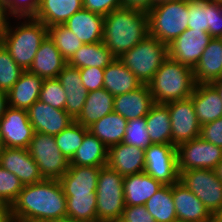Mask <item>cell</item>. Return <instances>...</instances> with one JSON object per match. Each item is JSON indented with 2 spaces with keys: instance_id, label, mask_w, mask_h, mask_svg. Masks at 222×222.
Returning <instances> with one entry per match:
<instances>
[{
  "instance_id": "cell-1",
  "label": "cell",
  "mask_w": 222,
  "mask_h": 222,
  "mask_svg": "<svg viewBox=\"0 0 222 222\" xmlns=\"http://www.w3.org/2000/svg\"><path fill=\"white\" fill-rule=\"evenodd\" d=\"M14 222H43L67 217L66 196L58 179L24 185L11 205Z\"/></svg>"
},
{
  "instance_id": "cell-2",
  "label": "cell",
  "mask_w": 222,
  "mask_h": 222,
  "mask_svg": "<svg viewBox=\"0 0 222 222\" xmlns=\"http://www.w3.org/2000/svg\"><path fill=\"white\" fill-rule=\"evenodd\" d=\"M148 35V13L121 7L104 17L102 42L116 58Z\"/></svg>"
},
{
  "instance_id": "cell-3",
  "label": "cell",
  "mask_w": 222,
  "mask_h": 222,
  "mask_svg": "<svg viewBox=\"0 0 222 222\" xmlns=\"http://www.w3.org/2000/svg\"><path fill=\"white\" fill-rule=\"evenodd\" d=\"M17 24H11V20ZM3 31V46L23 71H28L47 36V26L33 17L11 18ZM23 20V21H22ZM19 21V22H18Z\"/></svg>"
},
{
  "instance_id": "cell-4",
  "label": "cell",
  "mask_w": 222,
  "mask_h": 222,
  "mask_svg": "<svg viewBox=\"0 0 222 222\" xmlns=\"http://www.w3.org/2000/svg\"><path fill=\"white\" fill-rule=\"evenodd\" d=\"M147 85L155 103L187 99L195 87L193 69L168 57Z\"/></svg>"
},
{
  "instance_id": "cell-5",
  "label": "cell",
  "mask_w": 222,
  "mask_h": 222,
  "mask_svg": "<svg viewBox=\"0 0 222 222\" xmlns=\"http://www.w3.org/2000/svg\"><path fill=\"white\" fill-rule=\"evenodd\" d=\"M188 0L155 4L148 12L149 35L169 45L188 28Z\"/></svg>"
},
{
  "instance_id": "cell-6",
  "label": "cell",
  "mask_w": 222,
  "mask_h": 222,
  "mask_svg": "<svg viewBox=\"0 0 222 222\" xmlns=\"http://www.w3.org/2000/svg\"><path fill=\"white\" fill-rule=\"evenodd\" d=\"M168 57V45L148 35L119 59L142 84H148Z\"/></svg>"
},
{
  "instance_id": "cell-7",
  "label": "cell",
  "mask_w": 222,
  "mask_h": 222,
  "mask_svg": "<svg viewBox=\"0 0 222 222\" xmlns=\"http://www.w3.org/2000/svg\"><path fill=\"white\" fill-rule=\"evenodd\" d=\"M124 177L108 166L102 167L96 189L97 220L113 222L121 219L125 208Z\"/></svg>"
},
{
  "instance_id": "cell-8",
  "label": "cell",
  "mask_w": 222,
  "mask_h": 222,
  "mask_svg": "<svg viewBox=\"0 0 222 222\" xmlns=\"http://www.w3.org/2000/svg\"><path fill=\"white\" fill-rule=\"evenodd\" d=\"M44 179H60L69 169L70 161L61 153L54 136L34 132L28 147Z\"/></svg>"
},
{
  "instance_id": "cell-9",
  "label": "cell",
  "mask_w": 222,
  "mask_h": 222,
  "mask_svg": "<svg viewBox=\"0 0 222 222\" xmlns=\"http://www.w3.org/2000/svg\"><path fill=\"white\" fill-rule=\"evenodd\" d=\"M179 173V181L202 201L215 218H218L222 213V182L215 171L200 168Z\"/></svg>"
},
{
  "instance_id": "cell-10",
  "label": "cell",
  "mask_w": 222,
  "mask_h": 222,
  "mask_svg": "<svg viewBox=\"0 0 222 222\" xmlns=\"http://www.w3.org/2000/svg\"><path fill=\"white\" fill-rule=\"evenodd\" d=\"M144 172L163 185L179 181L177 147L173 144L154 143L145 149Z\"/></svg>"
},
{
  "instance_id": "cell-11",
  "label": "cell",
  "mask_w": 222,
  "mask_h": 222,
  "mask_svg": "<svg viewBox=\"0 0 222 222\" xmlns=\"http://www.w3.org/2000/svg\"><path fill=\"white\" fill-rule=\"evenodd\" d=\"M179 172L192 169L214 170L222 160V148L200 136L177 147Z\"/></svg>"
},
{
  "instance_id": "cell-12",
  "label": "cell",
  "mask_w": 222,
  "mask_h": 222,
  "mask_svg": "<svg viewBox=\"0 0 222 222\" xmlns=\"http://www.w3.org/2000/svg\"><path fill=\"white\" fill-rule=\"evenodd\" d=\"M166 105L170 113L172 144L175 147L200 136L201 125L190 97Z\"/></svg>"
},
{
  "instance_id": "cell-13",
  "label": "cell",
  "mask_w": 222,
  "mask_h": 222,
  "mask_svg": "<svg viewBox=\"0 0 222 222\" xmlns=\"http://www.w3.org/2000/svg\"><path fill=\"white\" fill-rule=\"evenodd\" d=\"M33 134L27 110L8 107L0 119V136L4 146L28 149Z\"/></svg>"
},
{
  "instance_id": "cell-14",
  "label": "cell",
  "mask_w": 222,
  "mask_h": 222,
  "mask_svg": "<svg viewBox=\"0 0 222 222\" xmlns=\"http://www.w3.org/2000/svg\"><path fill=\"white\" fill-rule=\"evenodd\" d=\"M211 39L208 32L187 28L168 45L169 57L194 69Z\"/></svg>"
},
{
  "instance_id": "cell-15",
  "label": "cell",
  "mask_w": 222,
  "mask_h": 222,
  "mask_svg": "<svg viewBox=\"0 0 222 222\" xmlns=\"http://www.w3.org/2000/svg\"><path fill=\"white\" fill-rule=\"evenodd\" d=\"M188 28L222 38V4L212 0H188Z\"/></svg>"
},
{
  "instance_id": "cell-16",
  "label": "cell",
  "mask_w": 222,
  "mask_h": 222,
  "mask_svg": "<svg viewBox=\"0 0 222 222\" xmlns=\"http://www.w3.org/2000/svg\"><path fill=\"white\" fill-rule=\"evenodd\" d=\"M34 132L57 135L75 120L65 111L37 100L28 110Z\"/></svg>"
},
{
  "instance_id": "cell-17",
  "label": "cell",
  "mask_w": 222,
  "mask_h": 222,
  "mask_svg": "<svg viewBox=\"0 0 222 222\" xmlns=\"http://www.w3.org/2000/svg\"><path fill=\"white\" fill-rule=\"evenodd\" d=\"M172 195L178 221L213 222L216 219L202 201L180 181L172 185Z\"/></svg>"
},
{
  "instance_id": "cell-18",
  "label": "cell",
  "mask_w": 222,
  "mask_h": 222,
  "mask_svg": "<svg viewBox=\"0 0 222 222\" xmlns=\"http://www.w3.org/2000/svg\"><path fill=\"white\" fill-rule=\"evenodd\" d=\"M0 165L15 174L23 185L35 184L44 179L37 163L25 148L5 147L0 156Z\"/></svg>"
},
{
  "instance_id": "cell-19",
  "label": "cell",
  "mask_w": 222,
  "mask_h": 222,
  "mask_svg": "<svg viewBox=\"0 0 222 222\" xmlns=\"http://www.w3.org/2000/svg\"><path fill=\"white\" fill-rule=\"evenodd\" d=\"M154 104L155 101L147 84L134 91L114 96V112L127 121L145 117Z\"/></svg>"
},
{
  "instance_id": "cell-20",
  "label": "cell",
  "mask_w": 222,
  "mask_h": 222,
  "mask_svg": "<svg viewBox=\"0 0 222 222\" xmlns=\"http://www.w3.org/2000/svg\"><path fill=\"white\" fill-rule=\"evenodd\" d=\"M145 149L126 145L123 142L108 149L107 166L123 177L144 172Z\"/></svg>"
},
{
  "instance_id": "cell-21",
  "label": "cell",
  "mask_w": 222,
  "mask_h": 222,
  "mask_svg": "<svg viewBox=\"0 0 222 222\" xmlns=\"http://www.w3.org/2000/svg\"><path fill=\"white\" fill-rule=\"evenodd\" d=\"M102 167L105 166L69 165L67 172L59 179L64 195H88L96 192Z\"/></svg>"
},
{
  "instance_id": "cell-22",
  "label": "cell",
  "mask_w": 222,
  "mask_h": 222,
  "mask_svg": "<svg viewBox=\"0 0 222 222\" xmlns=\"http://www.w3.org/2000/svg\"><path fill=\"white\" fill-rule=\"evenodd\" d=\"M190 98L201 126L222 117V100L212 84H195Z\"/></svg>"
},
{
  "instance_id": "cell-23",
  "label": "cell",
  "mask_w": 222,
  "mask_h": 222,
  "mask_svg": "<svg viewBox=\"0 0 222 222\" xmlns=\"http://www.w3.org/2000/svg\"><path fill=\"white\" fill-rule=\"evenodd\" d=\"M57 79L66 92L65 111L75 120L81 113L88 95L87 89L83 86L79 68L67 64Z\"/></svg>"
},
{
  "instance_id": "cell-24",
  "label": "cell",
  "mask_w": 222,
  "mask_h": 222,
  "mask_svg": "<svg viewBox=\"0 0 222 222\" xmlns=\"http://www.w3.org/2000/svg\"><path fill=\"white\" fill-rule=\"evenodd\" d=\"M66 65L67 61L47 35L42 41L28 72L43 79L57 78Z\"/></svg>"
},
{
  "instance_id": "cell-25",
  "label": "cell",
  "mask_w": 222,
  "mask_h": 222,
  "mask_svg": "<svg viewBox=\"0 0 222 222\" xmlns=\"http://www.w3.org/2000/svg\"><path fill=\"white\" fill-rule=\"evenodd\" d=\"M195 84L222 79V38H212L193 69Z\"/></svg>"
},
{
  "instance_id": "cell-26",
  "label": "cell",
  "mask_w": 222,
  "mask_h": 222,
  "mask_svg": "<svg viewBox=\"0 0 222 222\" xmlns=\"http://www.w3.org/2000/svg\"><path fill=\"white\" fill-rule=\"evenodd\" d=\"M84 44L103 40L104 16L82 9L75 12L64 24Z\"/></svg>"
},
{
  "instance_id": "cell-27",
  "label": "cell",
  "mask_w": 222,
  "mask_h": 222,
  "mask_svg": "<svg viewBox=\"0 0 222 222\" xmlns=\"http://www.w3.org/2000/svg\"><path fill=\"white\" fill-rule=\"evenodd\" d=\"M43 81V78L24 71L7 93L8 106L15 109L28 110L39 100Z\"/></svg>"
},
{
  "instance_id": "cell-28",
  "label": "cell",
  "mask_w": 222,
  "mask_h": 222,
  "mask_svg": "<svg viewBox=\"0 0 222 222\" xmlns=\"http://www.w3.org/2000/svg\"><path fill=\"white\" fill-rule=\"evenodd\" d=\"M82 9V0H39V7L33 18L47 27L63 25L75 12Z\"/></svg>"
},
{
  "instance_id": "cell-29",
  "label": "cell",
  "mask_w": 222,
  "mask_h": 222,
  "mask_svg": "<svg viewBox=\"0 0 222 222\" xmlns=\"http://www.w3.org/2000/svg\"><path fill=\"white\" fill-rule=\"evenodd\" d=\"M142 85L119 58L114 59L104 69L103 88L113 96L134 91Z\"/></svg>"
},
{
  "instance_id": "cell-30",
  "label": "cell",
  "mask_w": 222,
  "mask_h": 222,
  "mask_svg": "<svg viewBox=\"0 0 222 222\" xmlns=\"http://www.w3.org/2000/svg\"><path fill=\"white\" fill-rule=\"evenodd\" d=\"M125 205H145L147 200L157 192L163 184L145 172L124 177Z\"/></svg>"
},
{
  "instance_id": "cell-31",
  "label": "cell",
  "mask_w": 222,
  "mask_h": 222,
  "mask_svg": "<svg viewBox=\"0 0 222 222\" xmlns=\"http://www.w3.org/2000/svg\"><path fill=\"white\" fill-rule=\"evenodd\" d=\"M112 112H114V96L101 88L88 92L83 109L75 121L89 128L96 121Z\"/></svg>"
},
{
  "instance_id": "cell-32",
  "label": "cell",
  "mask_w": 222,
  "mask_h": 222,
  "mask_svg": "<svg viewBox=\"0 0 222 222\" xmlns=\"http://www.w3.org/2000/svg\"><path fill=\"white\" fill-rule=\"evenodd\" d=\"M114 59H116V57L101 41L91 44H83L74 53L67 64L79 69L86 67L105 69Z\"/></svg>"
},
{
  "instance_id": "cell-33",
  "label": "cell",
  "mask_w": 222,
  "mask_h": 222,
  "mask_svg": "<svg viewBox=\"0 0 222 222\" xmlns=\"http://www.w3.org/2000/svg\"><path fill=\"white\" fill-rule=\"evenodd\" d=\"M127 123L128 121L120 114L112 112L96 121L88 129L109 149L123 142Z\"/></svg>"
},
{
  "instance_id": "cell-34",
  "label": "cell",
  "mask_w": 222,
  "mask_h": 222,
  "mask_svg": "<svg viewBox=\"0 0 222 222\" xmlns=\"http://www.w3.org/2000/svg\"><path fill=\"white\" fill-rule=\"evenodd\" d=\"M108 148L90 131L70 161V165L78 166H107Z\"/></svg>"
},
{
  "instance_id": "cell-35",
  "label": "cell",
  "mask_w": 222,
  "mask_h": 222,
  "mask_svg": "<svg viewBox=\"0 0 222 222\" xmlns=\"http://www.w3.org/2000/svg\"><path fill=\"white\" fill-rule=\"evenodd\" d=\"M145 118L152 144H172L170 113L166 104L155 103Z\"/></svg>"
},
{
  "instance_id": "cell-36",
  "label": "cell",
  "mask_w": 222,
  "mask_h": 222,
  "mask_svg": "<svg viewBox=\"0 0 222 222\" xmlns=\"http://www.w3.org/2000/svg\"><path fill=\"white\" fill-rule=\"evenodd\" d=\"M145 207L156 222L177 221L172 185H163L147 200Z\"/></svg>"
},
{
  "instance_id": "cell-37",
  "label": "cell",
  "mask_w": 222,
  "mask_h": 222,
  "mask_svg": "<svg viewBox=\"0 0 222 222\" xmlns=\"http://www.w3.org/2000/svg\"><path fill=\"white\" fill-rule=\"evenodd\" d=\"M67 217L77 222H91L97 220L96 192L88 195H65Z\"/></svg>"
},
{
  "instance_id": "cell-38",
  "label": "cell",
  "mask_w": 222,
  "mask_h": 222,
  "mask_svg": "<svg viewBox=\"0 0 222 222\" xmlns=\"http://www.w3.org/2000/svg\"><path fill=\"white\" fill-rule=\"evenodd\" d=\"M47 35L53 41L67 62L84 44L71 30L64 25H52L47 27Z\"/></svg>"
},
{
  "instance_id": "cell-39",
  "label": "cell",
  "mask_w": 222,
  "mask_h": 222,
  "mask_svg": "<svg viewBox=\"0 0 222 222\" xmlns=\"http://www.w3.org/2000/svg\"><path fill=\"white\" fill-rule=\"evenodd\" d=\"M88 128L80 125L76 121L54 136L55 142L61 153L69 160L73 158L77 149L81 145Z\"/></svg>"
},
{
  "instance_id": "cell-40",
  "label": "cell",
  "mask_w": 222,
  "mask_h": 222,
  "mask_svg": "<svg viewBox=\"0 0 222 222\" xmlns=\"http://www.w3.org/2000/svg\"><path fill=\"white\" fill-rule=\"evenodd\" d=\"M23 72L8 50L2 46L0 48V91L8 93Z\"/></svg>"
},
{
  "instance_id": "cell-41",
  "label": "cell",
  "mask_w": 222,
  "mask_h": 222,
  "mask_svg": "<svg viewBox=\"0 0 222 222\" xmlns=\"http://www.w3.org/2000/svg\"><path fill=\"white\" fill-rule=\"evenodd\" d=\"M123 143L141 149H146L152 144L147 131L145 117L128 121L125 128Z\"/></svg>"
},
{
  "instance_id": "cell-42",
  "label": "cell",
  "mask_w": 222,
  "mask_h": 222,
  "mask_svg": "<svg viewBox=\"0 0 222 222\" xmlns=\"http://www.w3.org/2000/svg\"><path fill=\"white\" fill-rule=\"evenodd\" d=\"M66 92L57 78L44 79L39 100L53 108L65 110Z\"/></svg>"
},
{
  "instance_id": "cell-43",
  "label": "cell",
  "mask_w": 222,
  "mask_h": 222,
  "mask_svg": "<svg viewBox=\"0 0 222 222\" xmlns=\"http://www.w3.org/2000/svg\"><path fill=\"white\" fill-rule=\"evenodd\" d=\"M23 186L15 174L0 165V202L12 205Z\"/></svg>"
},
{
  "instance_id": "cell-44",
  "label": "cell",
  "mask_w": 222,
  "mask_h": 222,
  "mask_svg": "<svg viewBox=\"0 0 222 222\" xmlns=\"http://www.w3.org/2000/svg\"><path fill=\"white\" fill-rule=\"evenodd\" d=\"M8 15L12 18L34 17L39 0H5Z\"/></svg>"
},
{
  "instance_id": "cell-45",
  "label": "cell",
  "mask_w": 222,
  "mask_h": 222,
  "mask_svg": "<svg viewBox=\"0 0 222 222\" xmlns=\"http://www.w3.org/2000/svg\"><path fill=\"white\" fill-rule=\"evenodd\" d=\"M80 76L84 88L88 92L103 88L104 69L98 67L80 68Z\"/></svg>"
},
{
  "instance_id": "cell-46",
  "label": "cell",
  "mask_w": 222,
  "mask_h": 222,
  "mask_svg": "<svg viewBox=\"0 0 222 222\" xmlns=\"http://www.w3.org/2000/svg\"><path fill=\"white\" fill-rule=\"evenodd\" d=\"M83 9L106 16L115 9L122 7V0H82Z\"/></svg>"
},
{
  "instance_id": "cell-47",
  "label": "cell",
  "mask_w": 222,
  "mask_h": 222,
  "mask_svg": "<svg viewBox=\"0 0 222 222\" xmlns=\"http://www.w3.org/2000/svg\"><path fill=\"white\" fill-rule=\"evenodd\" d=\"M200 137L222 148V117L204 124L200 129Z\"/></svg>"
},
{
  "instance_id": "cell-48",
  "label": "cell",
  "mask_w": 222,
  "mask_h": 222,
  "mask_svg": "<svg viewBox=\"0 0 222 222\" xmlns=\"http://www.w3.org/2000/svg\"><path fill=\"white\" fill-rule=\"evenodd\" d=\"M121 220L123 222H156L153 216L147 211L145 205H126Z\"/></svg>"
},
{
  "instance_id": "cell-49",
  "label": "cell",
  "mask_w": 222,
  "mask_h": 222,
  "mask_svg": "<svg viewBox=\"0 0 222 222\" xmlns=\"http://www.w3.org/2000/svg\"><path fill=\"white\" fill-rule=\"evenodd\" d=\"M154 6L153 0H122V7L148 13Z\"/></svg>"
},
{
  "instance_id": "cell-50",
  "label": "cell",
  "mask_w": 222,
  "mask_h": 222,
  "mask_svg": "<svg viewBox=\"0 0 222 222\" xmlns=\"http://www.w3.org/2000/svg\"><path fill=\"white\" fill-rule=\"evenodd\" d=\"M0 222H14L11 205L0 202Z\"/></svg>"
},
{
  "instance_id": "cell-51",
  "label": "cell",
  "mask_w": 222,
  "mask_h": 222,
  "mask_svg": "<svg viewBox=\"0 0 222 222\" xmlns=\"http://www.w3.org/2000/svg\"><path fill=\"white\" fill-rule=\"evenodd\" d=\"M10 18L6 9L5 0H0V29H4L7 26Z\"/></svg>"
},
{
  "instance_id": "cell-52",
  "label": "cell",
  "mask_w": 222,
  "mask_h": 222,
  "mask_svg": "<svg viewBox=\"0 0 222 222\" xmlns=\"http://www.w3.org/2000/svg\"><path fill=\"white\" fill-rule=\"evenodd\" d=\"M8 96L6 92L0 91V119L3 117L8 108Z\"/></svg>"
},
{
  "instance_id": "cell-53",
  "label": "cell",
  "mask_w": 222,
  "mask_h": 222,
  "mask_svg": "<svg viewBox=\"0 0 222 222\" xmlns=\"http://www.w3.org/2000/svg\"><path fill=\"white\" fill-rule=\"evenodd\" d=\"M218 91L220 99L222 100V79L216 80L211 83Z\"/></svg>"
},
{
  "instance_id": "cell-54",
  "label": "cell",
  "mask_w": 222,
  "mask_h": 222,
  "mask_svg": "<svg viewBox=\"0 0 222 222\" xmlns=\"http://www.w3.org/2000/svg\"><path fill=\"white\" fill-rule=\"evenodd\" d=\"M214 171L218 179L222 182V160L216 165Z\"/></svg>"
},
{
  "instance_id": "cell-55",
  "label": "cell",
  "mask_w": 222,
  "mask_h": 222,
  "mask_svg": "<svg viewBox=\"0 0 222 222\" xmlns=\"http://www.w3.org/2000/svg\"><path fill=\"white\" fill-rule=\"evenodd\" d=\"M43 222H77L70 217L58 218V219H50Z\"/></svg>"
},
{
  "instance_id": "cell-56",
  "label": "cell",
  "mask_w": 222,
  "mask_h": 222,
  "mask_svg": "<svg viewBox=\"0 0 222 222\" xmlns=\"http://www.w3.org/2000/svg\"><path fill=\"white\" fill-rule=\"evenodd\" d=\"M4 148H5V146H4L3 140H2V138H1V136H0V156H1Z\"/></svg>"
},
{
  "instance_id": "cell-57",
  "label": "cell",
  "mask_w": 222,
  "mask_h": 222,
  "mask_svg": "<svg viewBox=\"0 0 222 222\" xmlns=\"http://www.w3.org/2000/svg\"><path fill=\"white\" fill-rule=\"evenodd\" d=\"M3 31L4 29H0V48L3 46Z\"/></svg>"
},
{
  "instance_id": "cell-58",
  "label": "cell",
  "mask_w": 222,
  "mask_h": 222,
  "mask_svg": "<svg viewBox=\"0 0 222 222\" xmlns=\"http://www.w3.org/2000/svg\"><path fill=\"white\" fill-rule=\"evenodd\" d=\"M154 1V5L163 1H169V0H153Z\"/></svg>"
},
{
  "instance_id": "cell-59",
  "label": "cell",
  "mask_w": 222,
  "mask_h": 222,
  "mask_svg": "<svg viewBox=\"0 0 222 222\" xmlns=\"http://www.w3.org/2000/svg\"><path fill=\"white\" fill-rule=\"evenodd\" d=\"M220 222H222V213L217 218Z\"/></svg>"
},
{
  "instance_id": "cell-60",
  "label": "cell",
  "mask_w": 222,
  "mask_h": 222,
  "mask_svg": "<svg viewBox=\"0 0 222 222\" xmlns=\"http://www.w3.org/2000/svg\"><path fill=\"white\" fill-rule=\"evenodd\" d=\"M212 1L222 4V0H212Z\"/></svg>"
},
{
  "instance_id": "cell-61",
  "label": "cell",
  "mask_w": 222,
  "mask_h": 222,
  "mask_svg": "<svg viewBox=\"0 0 222 222\" xmlns=\"http://www.w3.org/2000/svg\"><path fill=\"white\" fill-rule=\"evenodd\" d=\"M113 222H123L121 219L117 220V221H113Z\"/></svg>"
},
{
  "instance_id": "cell-62",
  "label": "cell",
  "mask_w": 222,
  "mask_h": 222,
  "mask_svg": "<svg viewBox=\"0 0 222 222\" xmlns=\"http://www.w3.org/2000/svg\"><path fill=\"white\" fill-rule=\"evenodd\" d=\"M91 222H103V221H100V220H95V221H91Z\"/></svg>"
},
{
  "instance_id": "cell-63",
  "label": "cell",
  "mask_w": 222,
  "mask_h": 222,
  "mask_svg": "<svg viewBox=\"0 0 222 222\" xmlns=\"http://www.w3.org/2000/svg\"><path fill=\"white\" fill-rule=\"evenodd\" d=\"M213 222H220L217 218Z\"/></svg>"
}]
</instances>
